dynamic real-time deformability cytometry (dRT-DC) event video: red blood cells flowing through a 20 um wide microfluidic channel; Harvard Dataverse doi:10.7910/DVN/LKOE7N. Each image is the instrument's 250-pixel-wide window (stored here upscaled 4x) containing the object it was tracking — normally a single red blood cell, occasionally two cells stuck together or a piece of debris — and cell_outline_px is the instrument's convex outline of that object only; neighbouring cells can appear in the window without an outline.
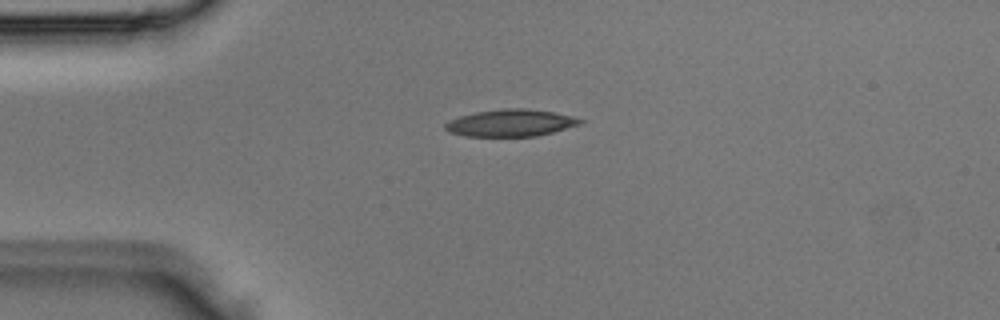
{"species": "Egyptian fruit bat (a non-hibernating species)", "species_latin": "Rousettus aegyptiacus", "temperature_condition": "room temperature", "stored_images_in_passage": 2, "camera_frame_rate_fps": 3000, "um_per_image_px": 0.085, "animal": {"sex": "male"}, "frame": {"image": 1, "passage_image": 1, "time_ms": 0.0, "image_size_px": [1000, 320], "cell_outline_px": [[584, 120], [580, 124], [552, 132], [536, 136], [464, 136], [448, 132], [444, 128], [444, 124], [448, 120], [460, 116], [476, 112], [504, 108], [528, 108], [552, 112], [572, 116]], "centroid_in_image_um": [43.36, 10.44], "position_along_channel_um": 41.6, "area_um2": 21.21}}